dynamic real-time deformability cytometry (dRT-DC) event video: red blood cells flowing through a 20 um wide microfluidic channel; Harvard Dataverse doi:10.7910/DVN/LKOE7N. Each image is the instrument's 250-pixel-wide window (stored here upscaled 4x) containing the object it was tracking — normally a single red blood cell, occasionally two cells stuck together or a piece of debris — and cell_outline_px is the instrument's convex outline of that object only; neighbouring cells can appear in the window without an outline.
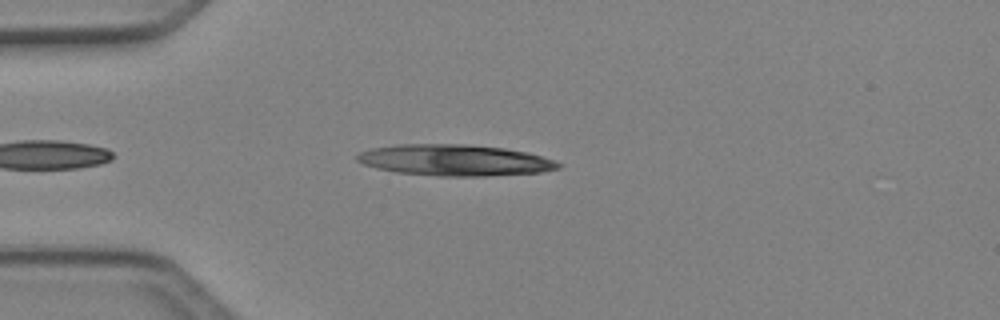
{"species": "Egyptian fruit bat (a non-hibernating species)", "species_latin": "Rousettus aegyptiacus", "temperature_condition": "cold", "stored_images_in_passage": 5, "camera_frame_rate_fps": 3000, "um_per_image_px": 0.085, "animal": {"sex": "female"}, "frame": {"image": 1, "passage_image": 4, "time_ms": 1.0, "image_size_px": [1000, 320], "cell_outline_px": [[560, 168], [540, 172], [484, 176], [440, 176], [396, 172], [376, 168], [364, 164], [356, 160], [356, 156], [360, 152], [372, 148], [400, 144], [464, 144], [504, 148], [528, 152], [556, 160], [560, 164]], "centroid_in_image_um": [38.66, 13.61], "position_along_channel_um": 46.3, "area_um2": 36.53}}